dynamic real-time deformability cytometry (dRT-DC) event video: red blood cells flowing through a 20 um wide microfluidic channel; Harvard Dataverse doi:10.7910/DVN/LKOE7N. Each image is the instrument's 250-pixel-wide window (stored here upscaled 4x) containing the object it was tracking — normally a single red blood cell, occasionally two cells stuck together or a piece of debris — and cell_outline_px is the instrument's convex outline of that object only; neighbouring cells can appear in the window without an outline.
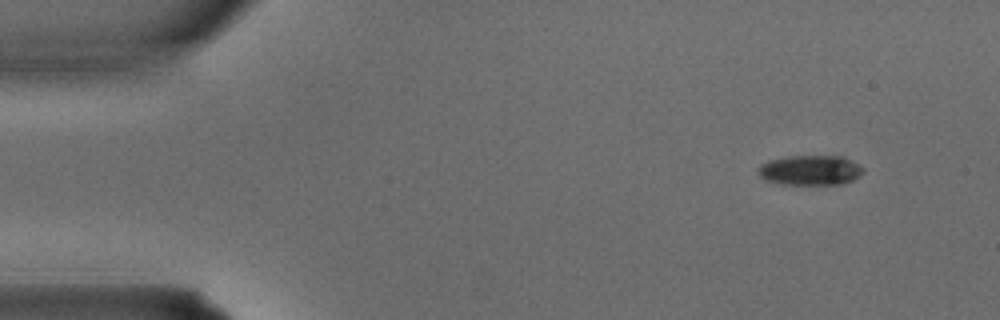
{"species": "common noctule bat (a hibernating species)", "species_latin": "Nyctalus noctula", "temperature_condition": "warm", "stored_images_in_passage": 4, "camera_frame_rate_fps": 3000, "um_per_image_px": 0.085, "animal": {"sex": "male", "body_mass_g": 15.6}, "frame": {"image": 1, "passage_image": 1, "time_ms": 0.0, "image_size_px": [1000, 320], "cell_outline_px": [[864, 172], [852, 180], [844, 184], [784, 184], [768, 180], [760, 176], [760, 164], [768, 160], [788, 156], [844, 156], [864, 168]], "centroid_in_image_um": [68.91, 14.46], "position_along_channel_um": 16.1, "area_um2": 18.15}}
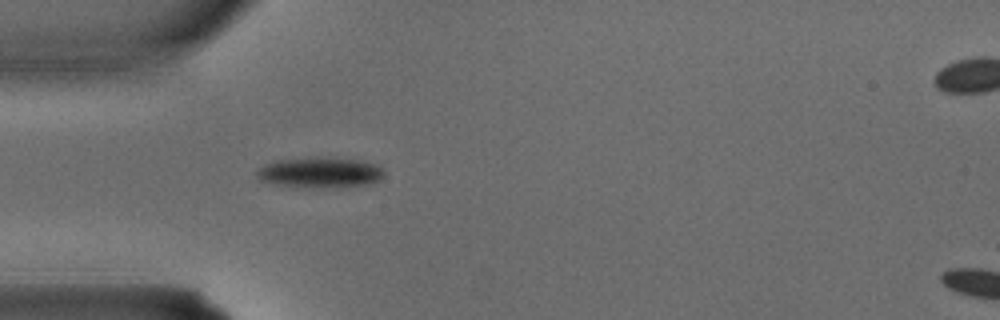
{"frame": {"image": 2, "passage_image": 3, "time_ms": 0.667, "image_size_px": [1000, 320], "cell_outline_px": [[384, 176], [380, 180], [372, 184], [348, 188], [288, 188], [260, 180], [256, 176], [256, 172], [264, 164], [276, 160], [360, 160], [376, 164], [384, 168]], "centroid_in_image_um": [27.24, 14.76], "position_along_channel_um": 57.8, "area_um2": 22.6}}